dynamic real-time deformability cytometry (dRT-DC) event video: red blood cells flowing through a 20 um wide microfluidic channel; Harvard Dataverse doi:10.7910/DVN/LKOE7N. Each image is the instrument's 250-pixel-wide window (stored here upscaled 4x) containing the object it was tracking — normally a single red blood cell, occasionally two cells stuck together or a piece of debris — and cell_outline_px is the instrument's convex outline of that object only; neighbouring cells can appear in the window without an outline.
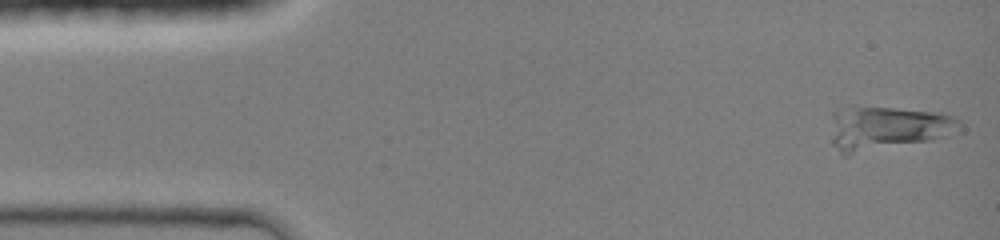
{"species": "common noctule bat (a hibernating species)", "species_latin": "Nyctalus noctula", "temperature_condition": "room temperature", "stored_images_in_passage": 41, "camera_frame_rate_fps": 3000, "um_per_image_px": 0.085, "animal": {"sex": "female", "body_mass_g": 19.0, "forearm_length_mm": 51.5}, "frame": {"image": 1, "passage_image": 1, "time_ms": 0.0, "image_size_px": [1000, 240], "cell_outline_px": [[964, 128], [948, 136], [932, 140], [848, 156], [844, 156], [832, 144], [832, 112], [848, 104], [936, 112], [956, 116], [960, 120]], "centroid_in_image_um": [75.4, 10.88], "position_along_channel_um": 9.6, "area_um2": 33.93}}
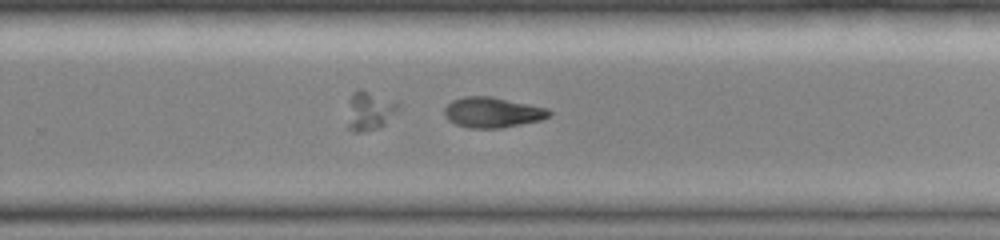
{"frame": {"image": 2, "passage_image": 28, "time_ms": 9.0, "image_size_px": [1000, 240], "cell_outline_px": [[552, 116], [540, 120], [500, 128], [468, 128], [456, 124], [448, 120], [444, 116], [444, 108], [452, 100], [464, 96], [492, 96], [548, 108], [552, 112]], "centroid_in_image_um": [41.86, 9.55], "position_along_channel_um": 287.9, "area_um2": 18.67}}
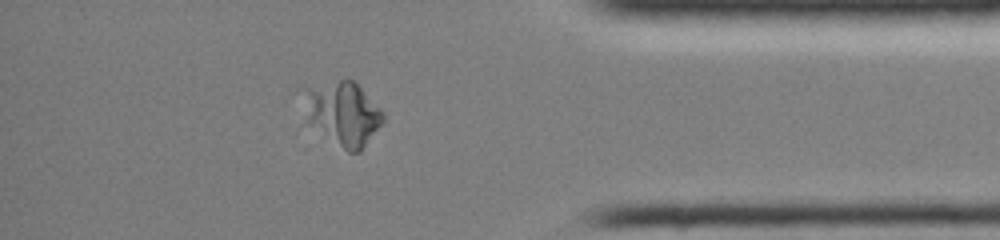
{"frame": {"image": 3, "passage_image": 37, "time_ms": 12.0, "image_size_px": [1000, 240], "cell_outline_px": [[384, 120], [360, 152], [348, 152], [308, 120], [304, 92], [304, 88], [340, 80], [352, 80], [384, 112]], "centroid_in_image_um": [29.2, 9.63], "position_along_channel_um": 406.0, "area_um2": 28.15}}